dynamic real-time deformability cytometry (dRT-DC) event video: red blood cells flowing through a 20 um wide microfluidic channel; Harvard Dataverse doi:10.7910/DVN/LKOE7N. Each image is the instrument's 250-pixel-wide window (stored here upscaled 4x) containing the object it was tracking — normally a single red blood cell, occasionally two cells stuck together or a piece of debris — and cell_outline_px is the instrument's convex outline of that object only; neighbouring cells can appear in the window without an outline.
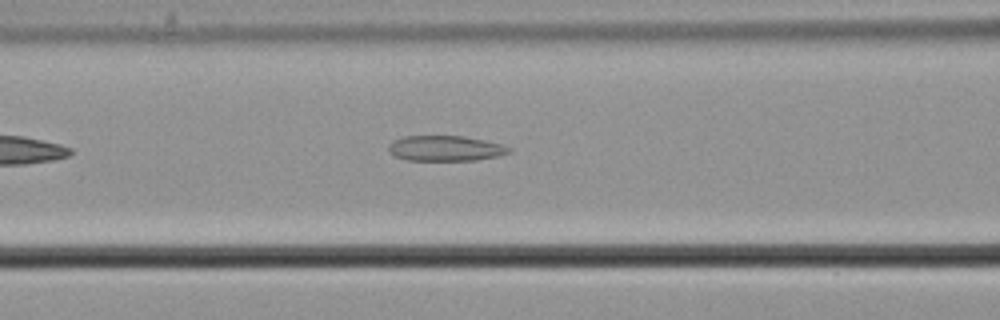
{"species": "common noctule bat (a hibernating species)", "species_latin": "Nyctalus noctula", "temperature_condition": "cold", "stored_images_in_passage": 39, "camera_frame_rate_fps": 3000, "um_per_image_px": 0.085, "animal": {"sex": "male", "body_mass_g": 21.5, "forearm_length_mm": 52.0}, "frame": {"image": 1, "passage_image": 10, "time_ms": 3.0, "image_size_px": [1000, 320], "cell_outline_px": [[512, 152], [500, 156], [476, 160], [408, 160], [396, 156], [388, 152], [388, 144], [392, 140], [404, 136], [464, 136], [484, 140], [500, 144], [512, 148]], "centroid_in_image_um": [37.86, 12.61], "position_along_channel_um": 128.7, "area_um2": 17.92}}
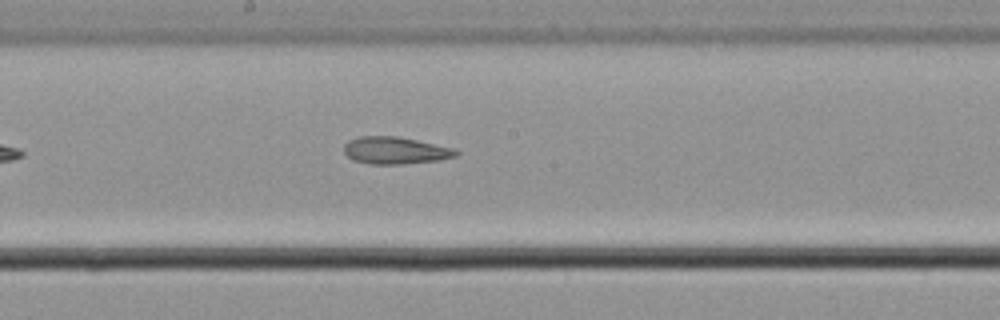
{"frame": {"image": 2, "passage_image": 17, "time_ms": 5.333, "image_size_px": [1000, 320], "cell_outline_px": [[460, 152], [456, 156], [440, 160], [404, 164], [368, 164], [352, 160], [344, 152], [344, 144], [348, 140], [360, 136], [396, 136], [416, 140], [452, 148]], "centroid_in_image_um": [33.56, 12.79], "position_along_channel_um": 214.6, "area_um2": 17.74}}
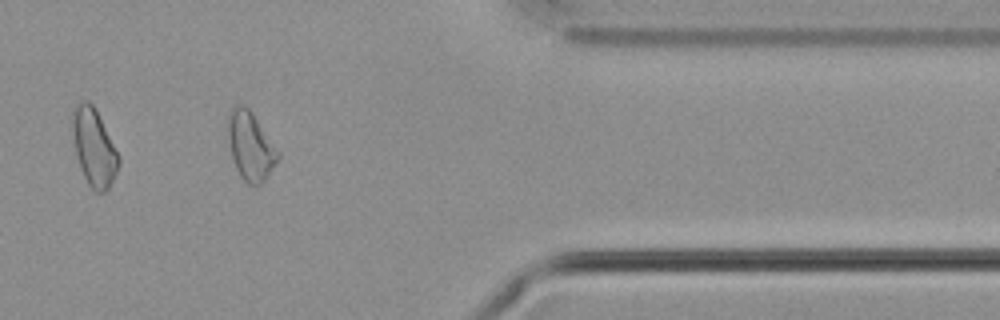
{"frame": {"image": 3, "passage_image": 33, "time_ms": 10.667, "image_size_px": [1000, 320], "cell_outline_px": [[280, 156], [264, 180], [260, 184], [248, 184], [240, 176], [232, 160], [224, 124], [228, 112], [236, 104], [244, 104], [252, 112], [280, 152]], "centroid_in_image_um": [21.23, 12.34], "position_along_channel_um": 390.2, "area_um2": 20.35}, "authors_computed_cell_mechanics": {"area_um2": 18.1492, "velocity_mm_per_s": 3.6791, "shape_relaxation_time_tau1_ms": null, "shape_relaxation_time_tau2_ms": 4.1995, "deformation_change_tau1": null, "deformation_change_tau2": 0.1281}}